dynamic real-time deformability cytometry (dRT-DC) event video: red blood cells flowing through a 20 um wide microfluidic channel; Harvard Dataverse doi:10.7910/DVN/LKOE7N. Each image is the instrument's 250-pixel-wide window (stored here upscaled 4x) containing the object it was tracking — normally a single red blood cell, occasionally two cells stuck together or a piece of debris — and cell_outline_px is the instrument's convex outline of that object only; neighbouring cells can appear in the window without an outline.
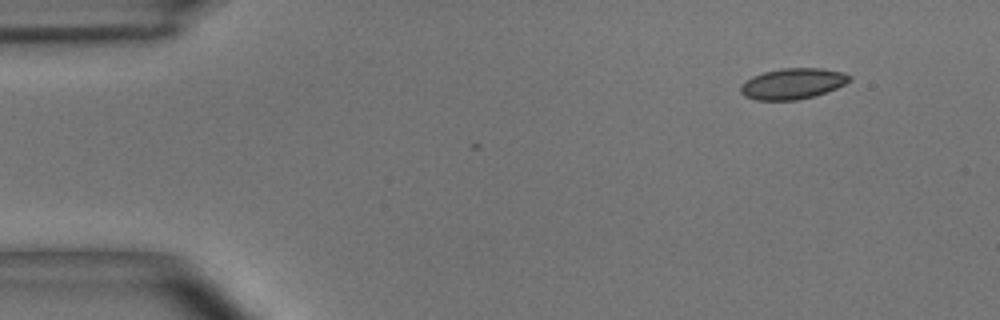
{"species": "common noctule bat (a hibernating species)", "species_latin": "Nyctalus noctula", "temperature_condition": "room temperature", "stored_images_in_passage": 2, "camera_frame_rate_fps": 3000, "um_per_image_px": 0.085, "animal": {"sex": "male", "body_mass_g": 15.6}, "frame": {"image": 1, "passage_image": 2, "time_ms": 0.333, "image_size_px": [1000, 320], "cell_outline_px": [[852, 80], [836, 88], [816, 96], [796, 100], [756, 100], [744, 96], [740, 92], [740, 88], [752, 76], [764, 72], [784, 68], [820, 68], [840, 72], [852, 76]], "centroid_in_image_um": [67.39, 7.12], "position_along_channel_um": 17.6, "area_um2": 19.42}}